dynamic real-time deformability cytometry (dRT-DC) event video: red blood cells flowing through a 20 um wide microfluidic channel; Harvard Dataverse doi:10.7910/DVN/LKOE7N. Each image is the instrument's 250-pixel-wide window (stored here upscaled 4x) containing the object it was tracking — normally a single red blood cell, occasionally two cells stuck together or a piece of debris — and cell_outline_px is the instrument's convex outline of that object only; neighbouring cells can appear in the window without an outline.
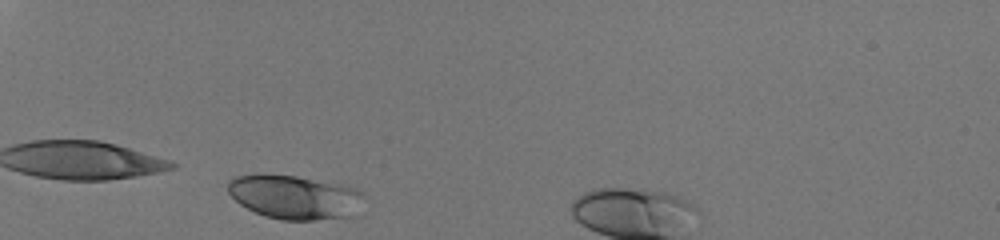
{"species": "human", "species_latin": "Homo sapiens", "temperature_condition": "room temperature", "stored_images_in_passage": 30, "camera_frame_rate_fps": 3000, "um_per_image_px": 0.085, "donor": {"sex": "male"}, "frame": {"image": 1, "passage_image": 2, "time_ms": 0.333, "image_size_px": [1000, 240], "cell_outline_px": [[364, 196], [360, 216], [316, 220], [280, 220], [264, 216], [240, 204], [228, 192], [228, 180], [236, 176], [256, 172], [296, 176], [344, 184], [356, 188]], "centroid_in_image_um": [25.1, 16.74], "position_along_channel_um": 59.9, "area_um2": 35.89}}
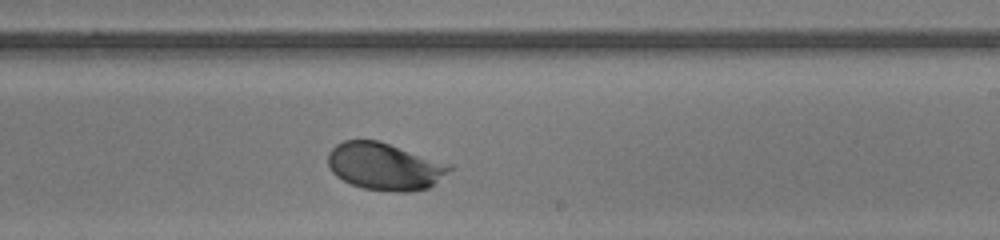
{"frame": {"image": 2, "passage_image": 19, "time_ms": 6.0, "image_size_px": [1000, 240], "cell_outline_px": [[452, 168], [428, 188], [408, 192], [388, 192], [364, 188], [352, 184], [336, 176], [332, 172], [328, 164], [328, 152], [336, 144], [344, 140], [380, 140], [452, 164]], "centroid_in_image_um": [32.69, 14.13], "position_along_channel_um": 256.3, "area_um2": 33.58}}
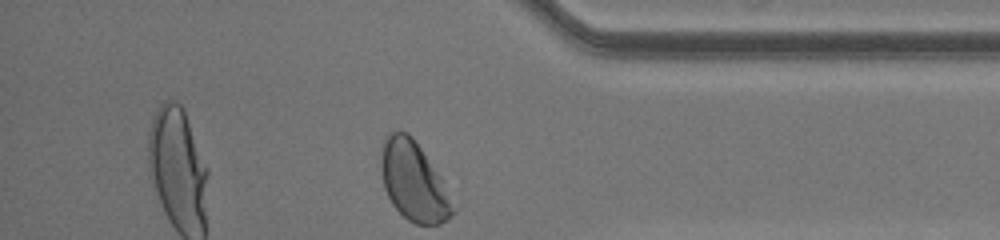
{"frame": {"image": 3, "passage_image": 30, "time_ms": 9.667, "image_size_px": [1000, 240], "cell_outline_px": [[456, 212], [448, 220], [440, 224], [416, 224], [408, 220], [392, 204], [384, 188], [380, 168], [380, 152], [384, 140], [388, 132], [408, 132], [412, 136], [440, 176], [456, 208]], "centroid_in_image_um": [35.16, 15.43], "position_along_channel_um": 400.0, "area_um2": 33.12}, "authors_computed_cell_mechanics": {"area_um2": 33.1194, "velocity_mm_per_s": 4.0844, "shape_relaxation_time_tau1_ms": 2.3999, "shape_relaxation_time_tau2_ms": null, "deformation_change_tau1": 0.1403, "deformation_change_tau2": null}}